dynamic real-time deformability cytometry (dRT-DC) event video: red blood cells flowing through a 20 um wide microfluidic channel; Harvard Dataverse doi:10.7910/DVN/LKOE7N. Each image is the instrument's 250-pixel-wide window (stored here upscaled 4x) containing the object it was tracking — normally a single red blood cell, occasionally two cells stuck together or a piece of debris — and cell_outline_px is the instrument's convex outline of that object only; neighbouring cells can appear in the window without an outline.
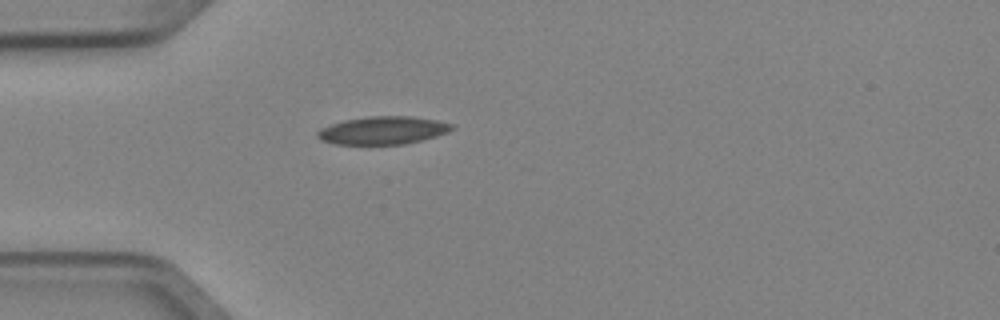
{"species": "Egyptian fruit bat (a non-hibernating species)", "species_latin": "Rousettus aegyptiacus", "temperature_condition": "cold", "stored_images_in_passage": 1, "camera_frame_rate_fps": 3000, "um_per_image_px": 0.085, "animal": {"sex": "female"}, "frame": {"image": 1, "passage_image": 1, "time_ms": 0.0, "image_size_px": [1000, 320], "cell_outline_px": [[456, 128], [448, 132], [436, 136], [404, 144], [336, 144], [320, 140], [316, 136], [316, 132], [320, 128], [344, 120], [368, 116], [412, 116], [436, 120], [452, 124]], "centroid_in_image_um": [32.53, 11.08], "position_along_channel_um": 52.5, "area_um2": 21.85}}